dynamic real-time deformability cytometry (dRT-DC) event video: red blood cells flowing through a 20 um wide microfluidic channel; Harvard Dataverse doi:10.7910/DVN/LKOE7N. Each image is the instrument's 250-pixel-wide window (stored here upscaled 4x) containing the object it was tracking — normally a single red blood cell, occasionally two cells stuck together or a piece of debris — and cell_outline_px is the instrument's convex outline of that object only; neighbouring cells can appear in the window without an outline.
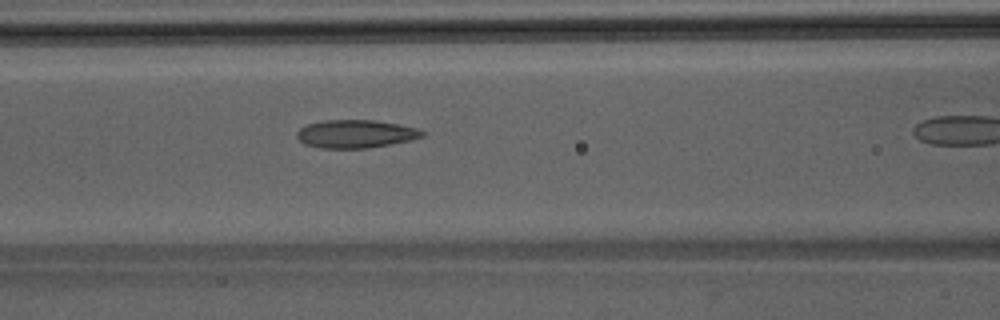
{"species": "Egyptian fruit bat (a non-hibernating species)", "species_latin": "Rousettus aegyptiacus", "temperature_condition": "room temperature", "stored_images_in_passage": 33, "camera_frame_rate_fps": 3000, "um_per_image_px": 0.085, "animal": {"sex": "male"}, "frame": {"image": 1, "passage_image": 15, "time_ms": 4.667, "image_size_px": [1000, 320], "cell_outline_px": [[428, 132], [424, 136], [412, 140], [368, 148], [320, 148], [304, 144], [296, 136], [296, 132], [300, 128], [308, 124], [324, 120], [376, 120], [416, 128]], "centroid_in_image_um": [30.24, 11.38], "position_along_channel_um": 136.4, "area_um2": 20.58}}